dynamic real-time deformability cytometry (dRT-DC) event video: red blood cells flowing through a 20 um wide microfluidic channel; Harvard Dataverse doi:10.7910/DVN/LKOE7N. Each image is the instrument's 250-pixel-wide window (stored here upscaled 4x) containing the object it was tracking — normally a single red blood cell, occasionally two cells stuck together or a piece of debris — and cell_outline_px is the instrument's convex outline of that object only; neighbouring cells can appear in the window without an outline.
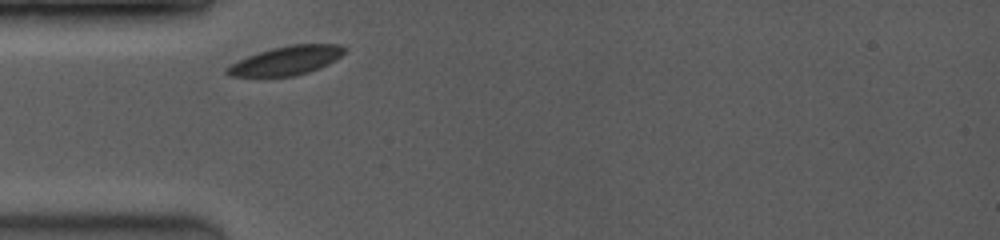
{"species": "common noctule bat (a hibernating species)", "species_latin": "Nyctalus noctula", "temperature_condition": "room temperature", "stored_images_in_passage": 20, "camera_frame_rate_fps": 3500, "um_per_image_px": 0.085, "animal": {"sex": "female", "body_mass_g": 19.0, "forearm_length_mm": 53.3}, "frame": {"image": 1, "passage_image": 1, "time_ms": 0.0, "image_size_px": [1000, 240], "cell_outline_px": [[348, 48], [340, 56], [328, 64], [320, 68], [308, 72], [292, 76], [228, 76], [224, 72], [224, 68], [248, 56], [272, 48], [292, 44], [340, 44]], "centroid_in_image_um": [24.35, 5.14], "position_along_channel_um": 60.7, "area_um2": 19.59}}
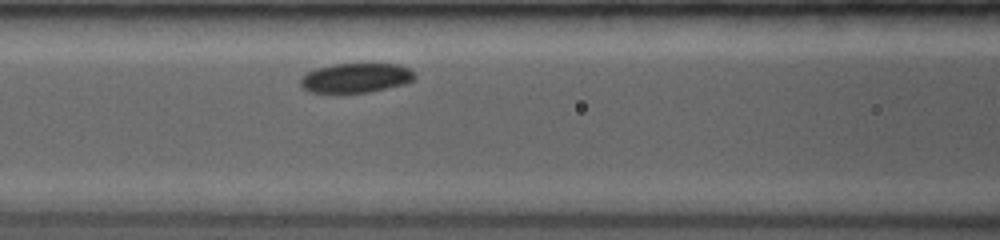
{"frame": {"image": 2, "passage_image": 6, "time_ms": 2.0, "image_size_px": [1000, 240], "cell_outline_px": [[416, 80], [404, 84], [368, 92], [308, 92], [300, 84], [300, 76], [316, 68], [332, 64], [400, 64], [416, 72]], "centroid_in_image_um": [30.27, 6.61], "position_along_channel_um": 136.3, "area_um2": 19.71}}
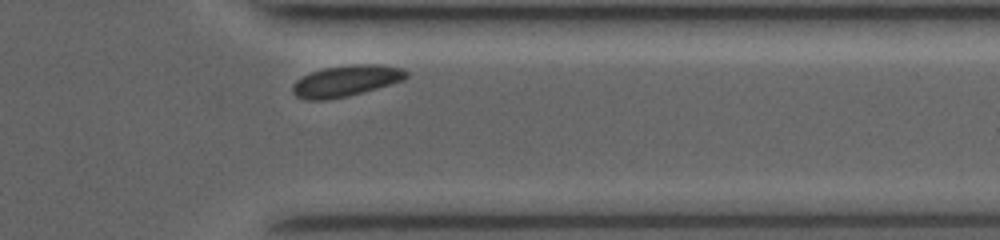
{"frame": {"image": 3, "passage_image": 20, "time_ms": 8.286, "image_size_px": [1000, 240], "cell_outline_px": [[408, 76], [404, 80], [348, 96], [328, 100], [308, 100], [296, 96], [292, 92], [292, 84], [296, 80], [312, 72], [324, 68], [348, 64], [380, 64], [404, 68], [408, 72]], "centroid_in_image_um": [29.42, 6.86], "position_along_channel_um": 382.0, "area_um2": 20.75}}